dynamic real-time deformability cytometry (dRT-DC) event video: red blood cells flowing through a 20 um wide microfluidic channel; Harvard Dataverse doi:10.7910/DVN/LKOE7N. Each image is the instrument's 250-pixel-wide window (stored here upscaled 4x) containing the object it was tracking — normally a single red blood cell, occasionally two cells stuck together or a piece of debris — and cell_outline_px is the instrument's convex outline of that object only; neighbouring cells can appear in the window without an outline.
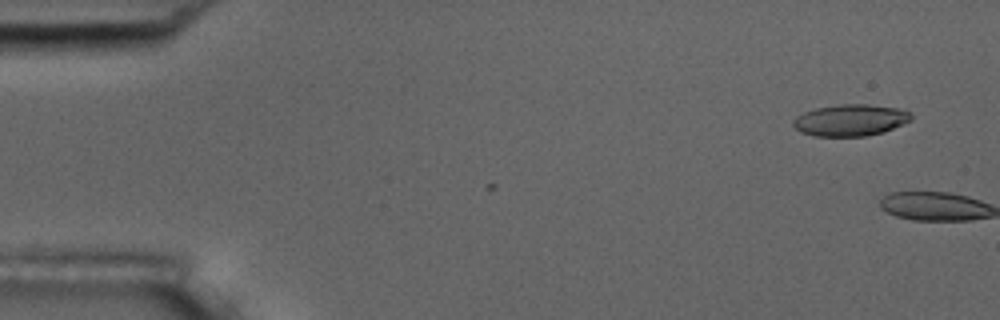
{"species": "common noctule bat (a hibernating species)", "species_latin": "Nyctalus noctula", "temperature_condition": "room temperature", "stored_images_in_passage": 2, "camera_frame_rate_fps": 3000, "um_per_image_px": 0.085, "animal": {"sex": "male", "body_mass_g": 17.5, "forearm_length_mm": 52.3}, "frame": {"image": 1, "passage_image": 1, "time_ms": 0.0, "image_size_px": [1000, 320], "cell_outline_px": [[912, 120], [884, 132], [864, 136], [816, 136], [800, 132], [792, 124], [792, 120], [796, 116], [804, 112], [816, 108], [840, 104], [868, 104], [900, 108], [912, 112]], "centroid_in_image_um": [72.31, 10.2], "position_along_channel_um": 12.7, "area_um2": 21.91}}